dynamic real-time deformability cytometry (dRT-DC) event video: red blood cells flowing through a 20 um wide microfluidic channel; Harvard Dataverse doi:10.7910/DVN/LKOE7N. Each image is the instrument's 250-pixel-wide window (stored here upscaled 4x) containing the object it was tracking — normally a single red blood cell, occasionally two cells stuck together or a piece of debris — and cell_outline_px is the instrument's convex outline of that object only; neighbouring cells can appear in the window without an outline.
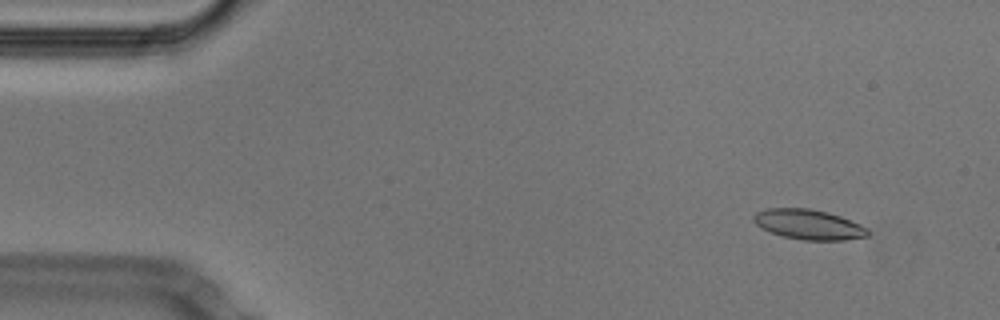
{"species": "Egyptian fruit bat (a non-hibernating species)", "species_latin": "Rousettus aegyptiacus", "temperature_condition": "cold", "stored_images_in_passage": 5, "camera_frame_rate_fps": 3000, "um_per_image_px": 0.085, "animal": {"sex": "male"}, "frame": {"image": 1, "passage_image": 4, "time_ms": 1.0, "image_size_px": [1000, 320], "cell_outline_px": [[868, 236], [844, 240], [804, 240], [784, 236], [772, 232], [756, 224], [752, 220], [752, 216], [756, 212], [764, 208], [808, 208], [828, 212], [840, 216], [860, 224], [868, 228]], "centroid_in_image_um": [68.73, 19.07], "position_along_channel_um": 16.3, "area_um2": 19.88}}